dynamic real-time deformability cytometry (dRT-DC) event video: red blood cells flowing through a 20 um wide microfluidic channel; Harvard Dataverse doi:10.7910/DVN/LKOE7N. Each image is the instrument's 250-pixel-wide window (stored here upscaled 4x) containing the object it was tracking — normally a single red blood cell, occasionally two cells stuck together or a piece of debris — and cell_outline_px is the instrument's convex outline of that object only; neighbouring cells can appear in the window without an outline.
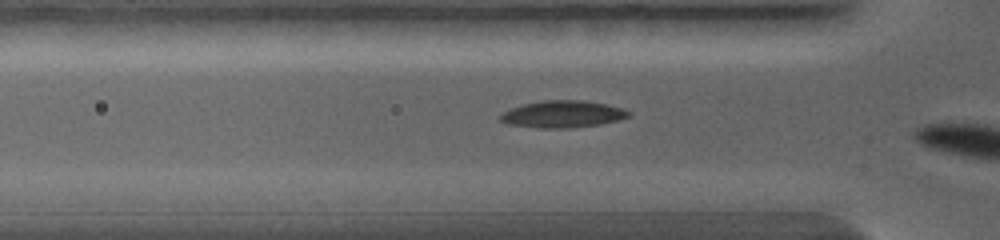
{"species": "common noctule bat (a hibernating species)", "species_latin": "Nyctalus noctula", "temperature_condition": "warm", "stored_images_in_passage": 4, "camera_frame_rate_fps": 5000, "um_per_image_px": 0.085, "animal": {"sex": "female", "body_mass_g": 19.0, "forearm_length_mm": 56.7}, "frame": {"image": 1, "passage_image": 2, "time_ms": 0.2, "image_size_px": [1000, 240], "cell_outline_px": [[632, 112], [628, 116], [616, 120], [600, 124], [572, 128], [536, 128], [508, 124], [500, 120], [496, 116], [512, 108], [524, 104], [544, 100], [584, 100], [608, 104], [624, 108]], "centroid_in_image_um": [47.82, 9.7], "position_along_channel_um": 78.0, "area_um2": 20.29}}